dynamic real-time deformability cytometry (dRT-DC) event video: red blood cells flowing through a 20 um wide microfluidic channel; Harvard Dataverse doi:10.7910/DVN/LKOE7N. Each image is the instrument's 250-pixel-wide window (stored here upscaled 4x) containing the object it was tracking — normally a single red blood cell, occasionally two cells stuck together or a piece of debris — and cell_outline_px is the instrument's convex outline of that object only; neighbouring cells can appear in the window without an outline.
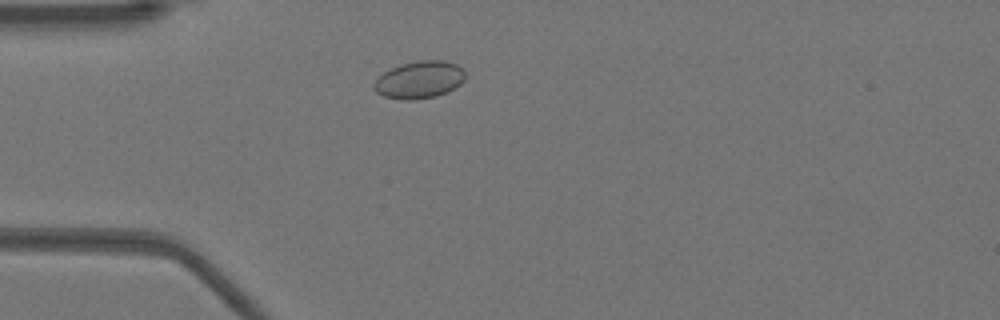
{"species": "Egyptian fruit bat (a non-hibernating species)", "species_latin": "Rousettus aegyptiacus", "temperature_condition": "warm", "stored_images_in_passage": 41, "camera_frame_rate_fps": 3000, "um_per_image_px": 0.085, "animal": {"sex": "female"}, "frame": {"image": 1, "passage_image": 3, "time_ms": 0.667, "image_size_px": [1000, 320], "cell_outline_px": [[464, 80], [460, 84], [448, 92], [436, 96], [412, 100], [404, 100], [384, 96], [376, 92], [372, 88], [372, 84], [384, 72], [392, 68], [404, 64], [420, 60], [444, 60], [456, 64], [464, 72]], "centroid_in_image_um": [35.64, 6.79], "position_along_channel_um": 49.4, "area_um2": 19.71}}
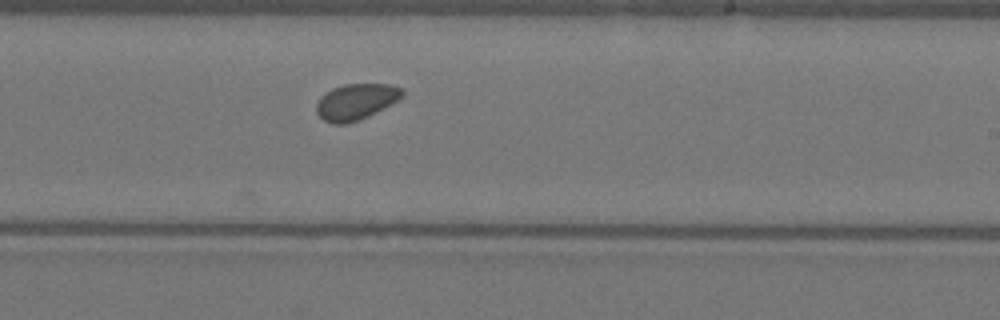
{"frame": {"image": 2, "passage_image": 20, "time_ms": 6.333, "image_size_px": [1000, 320], "cell_outline_px": [[404, 96], [376, 112], [368, 116], [348, 124], [332, 124], [324, 120], [316, 112], [316, 104], [320, 96], [324, 92], [332, 88], [344, 84], [392, 84], [404, 88]], "centroid_in_image_um": [30.25, 8.63], "position_along_channel_um": 258.8, "area_um2": 18.21}}
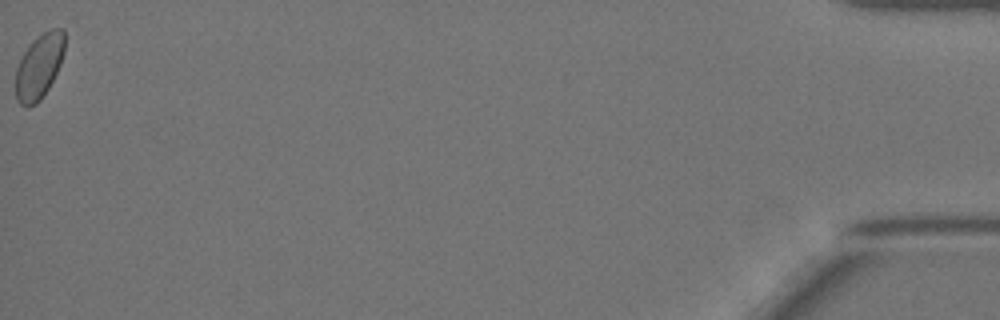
{"frame": {"image": 3, "passage_image": 41, "time_ms": 13.333, "image_size_px": [1000, 320], "cell_outline_px": [[64, 52], [60, 64], [48, 88], [40, 100], [36, 104], [28, 108], [20, 104], [16, 100], [16, 68], [24, 52], [32, 40], [36, 36], [52, 28], [64, 28]], "centroid_in_image_um": [3.32, 5.64], "position_along_channel_um": 431.9, "area_um2": 18.5}}